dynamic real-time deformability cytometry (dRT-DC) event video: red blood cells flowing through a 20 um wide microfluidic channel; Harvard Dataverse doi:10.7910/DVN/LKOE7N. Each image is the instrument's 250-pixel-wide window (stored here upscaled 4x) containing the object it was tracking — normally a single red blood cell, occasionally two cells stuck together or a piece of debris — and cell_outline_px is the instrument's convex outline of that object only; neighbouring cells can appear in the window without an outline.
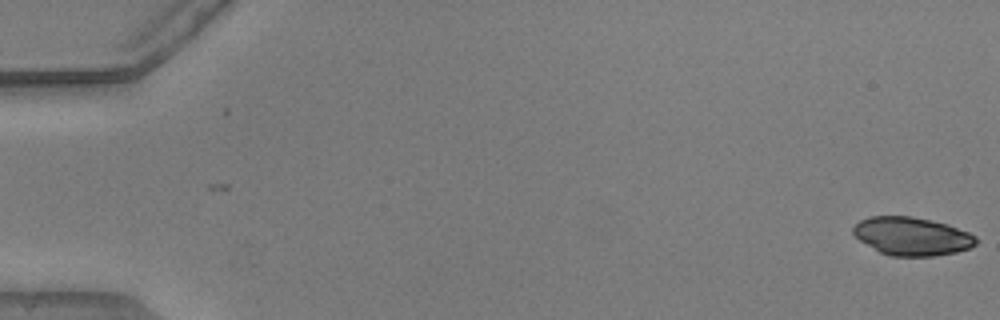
{"species": "common noctule bat (a hibernating species)", "species_latin": "Nyctalus noctula", "temperature_condition": "warm", "stored_images_in_passage": 13, "camera_frame_rate_fps": 3000, "um_per_image_px": 0.085, "animal": {"sex": "male", "body_mass_g": 20.5, "forearm_length_mm": 52.5}, "frame": {"image": 1, "passage_image": 1, "time_ms": 0.0, "image_size_px": [1000, 320], "cell_outline_px": [[976, 244], [968, 248], [956, 252], [936, 256], [892, 256], [880, 252], [860, 240], [852, 232], [852, 228], [860, 220], [868, 216], [912, 216], [948, 224], [968, 232], [976, 236]], "centroid_in_image_um": [77.51, 20.07], "position_along_channel_um": 7.5, "area_um2": 27.28}}